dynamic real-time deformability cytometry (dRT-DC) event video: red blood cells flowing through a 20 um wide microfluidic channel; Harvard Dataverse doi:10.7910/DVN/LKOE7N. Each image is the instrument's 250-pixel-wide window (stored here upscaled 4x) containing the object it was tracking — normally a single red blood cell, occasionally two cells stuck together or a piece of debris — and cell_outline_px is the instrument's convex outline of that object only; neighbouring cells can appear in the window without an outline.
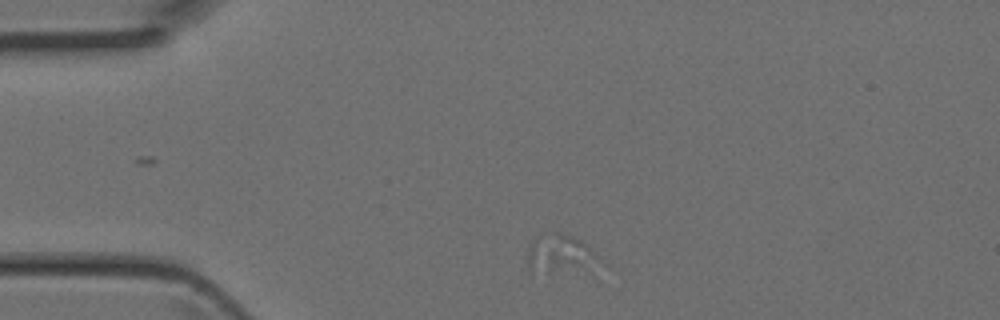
{"species": "Egyptian fruit bat (a non-hibernating species)", "species_latin": "Rousettus aegyptiacus", "temperature_condition": "room temperature", "stored_images_in_passage": 1, "camera_frame_rate_fps": 3000, "um_per_image_px": 0.085, "animal": {"sex": "female"}, "frame": {"image": 1, "passage_image": 1, "time_ms": 0.0, "image_size_px": [1000, 320], "cell_outline_px": [[588, 248], [580, 264], [548, 272], [532, 272], [528, 268], [528, 252], [536, 236], [552, 232], [556, 232], [572, 236], [580, 240]], "centroid_in_image_um": [47.19, 21.46], "position_along_channel_um": 37.8, "area_um2": 13.24}}